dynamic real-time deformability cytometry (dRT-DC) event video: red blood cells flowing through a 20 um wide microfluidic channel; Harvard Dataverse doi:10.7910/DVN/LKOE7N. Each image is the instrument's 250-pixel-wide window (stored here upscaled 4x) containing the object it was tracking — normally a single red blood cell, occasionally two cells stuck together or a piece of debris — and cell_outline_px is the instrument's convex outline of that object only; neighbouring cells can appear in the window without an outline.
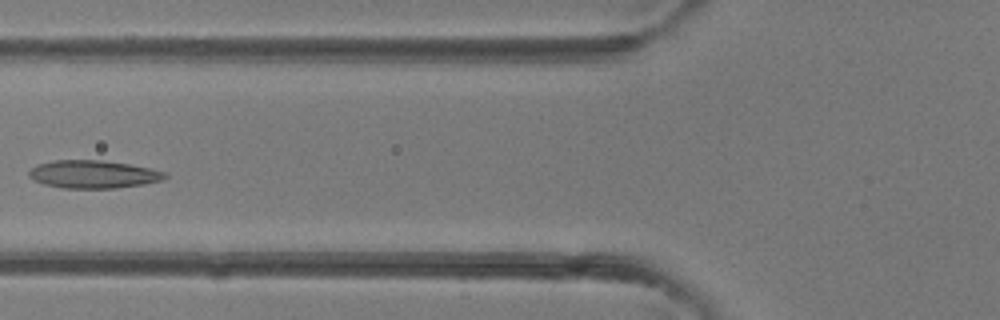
{"species": "common noctule bat (a hibernating species)", "species_latin": "Nyctalus noctula", "temperature_condition": "room temperature", "stored_images_in_passage": 5, "camera_frame_rate_fps": 3000, "um_per_image_px": 0.085, "animal": {"sex": "female"}, "frame": {"image": 1, "passage_image": 5, "time_ms": 4.667, "image_size_px": [1000, 320], "cell_outline_px": [[168, 176], [164, 180], [144, 184], [116, 188], [60, 188], [44, 184], [32, 180], [28, 176], [28, 172], [36, 164], [52, 160], [104, 160], [128, 164], [148, 168], [164, 172]], "centroid_in_image_um": [7.89, 14.81], "position_along_channel_um": 117.9, "area_um2": 22.25}}